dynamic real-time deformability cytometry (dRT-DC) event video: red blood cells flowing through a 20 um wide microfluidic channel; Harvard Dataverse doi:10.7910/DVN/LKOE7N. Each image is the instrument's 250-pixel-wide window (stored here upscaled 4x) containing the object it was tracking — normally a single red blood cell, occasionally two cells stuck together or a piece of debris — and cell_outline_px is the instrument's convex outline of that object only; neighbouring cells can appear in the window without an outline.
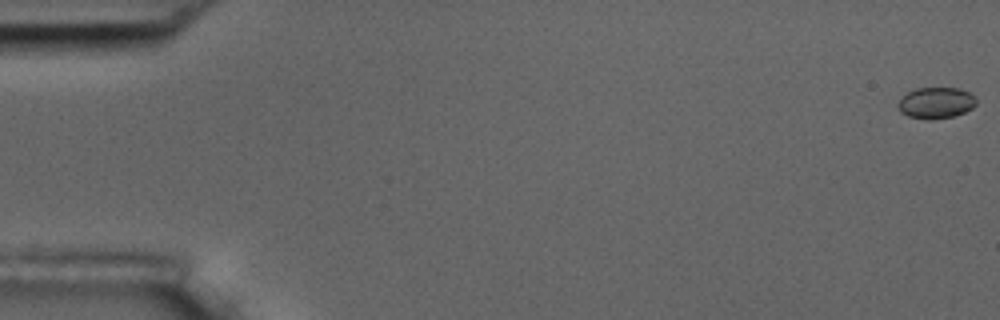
{"species": "common noctule bat (a hibernating species)", "species_latin": "Nyctalus noctula", "temperature_condition": "room temperature", "stored_images_in_passage": 53, "camera_frame_rate_fps": 3000, "um_per_image_px": 0.085, "animal": {"sex": "male", "body_mass_g": 17.5, "forearm_length_mm": 52.3}, "frame": {"image": 1, "passage_image": 1, "time_ms": 0.0, "image_size_px": [1000, 320], "cell_outline_px": [[976, 104], [972, 108], [964, 112], [952, 116], [928, 120], [908, 116], [900, 112], [896, 104], [908, 92], [916, 88], [960, 88], [968, 92], [976, 100]], "centroid_in_image_um": [79.53, 8.74], "position_along_channel_um": 5.5, "area_um2": 14.1}}
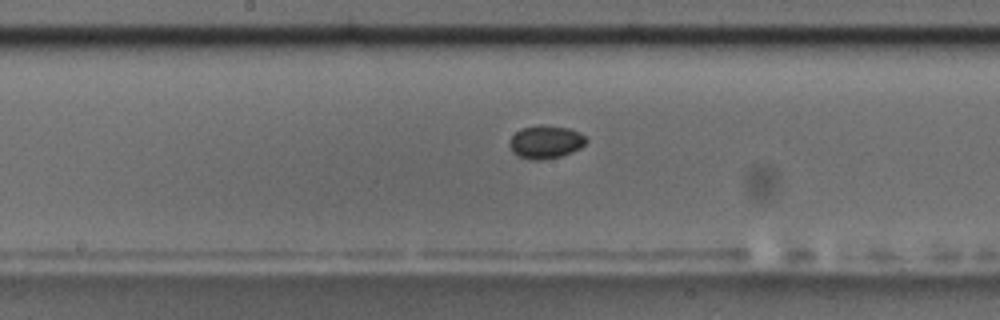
{"frame": {"image": 2, "passage_image": 30, "time_ms": 9.667, "image_size_px": [1000, 320], "cell_outline_px": [[588, 140], [580, 148], [572, 152], [560, 156], [540, 160], [532, 160], [516, 156], [512, 152], [508, 144], [512, 136], [520, 128], [540, 124], [544, 124], [568, 128], [580, 132]], "centroid_in_image_um": [46.35, 12.06], "position_along_channel_um": 201.8, "area_um2": 14.97}}
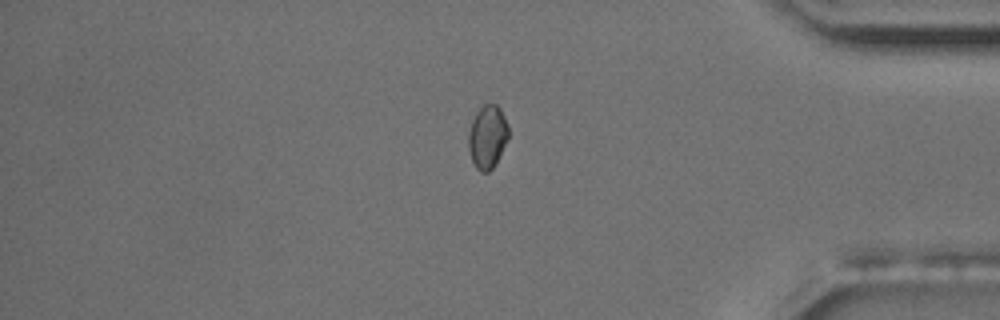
{"frame": {"image": 3, "passage_image": 48, "time_ms": 15.667, "image_size_px": [1000, 320], "cell_outline_px": [[508, 140], [496, 164], [488, 172], [480, 172], [476, 168], [472, 160], [468, 148], [468, 132], [472, 120], [476, 112], [484, 104], [496, 104], [500, 108], [508, 124]], "centroid_in_image_um": [41.44, 11.64], "position_along_channel_um": 393.8, "area_um2": 14.91}}